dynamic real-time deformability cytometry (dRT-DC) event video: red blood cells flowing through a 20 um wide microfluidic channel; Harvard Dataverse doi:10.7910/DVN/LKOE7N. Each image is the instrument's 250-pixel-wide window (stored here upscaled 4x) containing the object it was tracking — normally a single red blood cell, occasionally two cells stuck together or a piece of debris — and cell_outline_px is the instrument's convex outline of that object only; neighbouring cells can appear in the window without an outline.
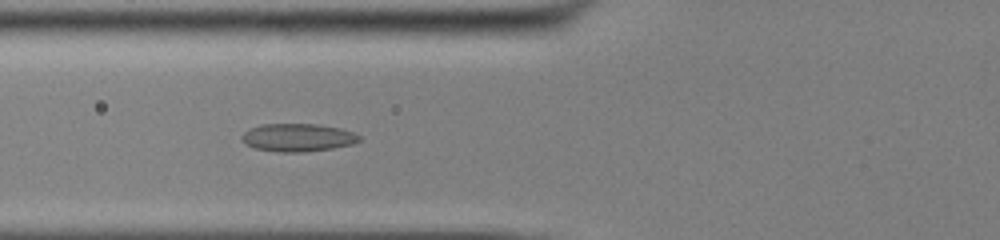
{"species": "common noctule bat (a hibernating species)", "species_latin": "Nyctalus noctula", "temperature_condition": "cold", "stored_images_in_passage": 54, "camera_frame_rate_fps": 3000, "um_per_image_px": 0.085, "animal": {"sex": "male", "body_mass_g": 13.0, "forearm_length_mm": 53.1}, "frame": {"image": 1, "passage_image": 22, "time_ms": 7.0, "image_size_px": [1000, 240], "cell_outline_px": [[360, 140], [352, 144], [332, 148], [304, 152], [280, 152], [256, 148], [240, 140], [240, 136], [244, 132], [260, 124], [320, 124], [340, 128], [352, 132], [360, 136]], "centroid_in_image_um": [25.31, 11.68], "position_along_channel_um": 100.5, "area_um2": 19.02}}
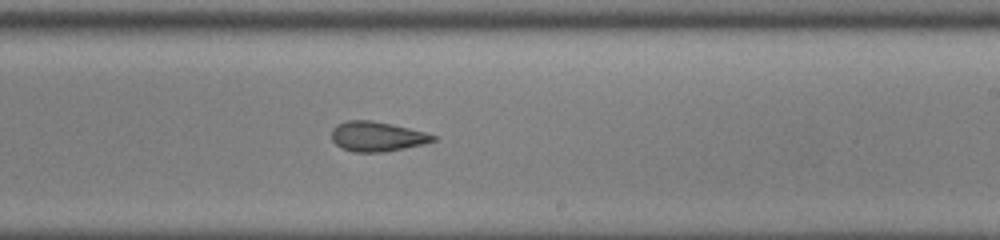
{"frame": {"image": 2, "passage_image": 34, "time_ms": 11.0, "image_size_px": [1000, 240], "cell_outline_px": [[436, 140], [424, 144], [384, 152], [352, 152], [336, 144], [332, 140], [332, 128], [336, 124], [348, 120], [372, 120], [392, 124], [424, 132], [436, 136]], "centroid_in_image_um": [32.03, 11.6], "position_along_channel_um": 257.0, "area_um2": 17.57}}
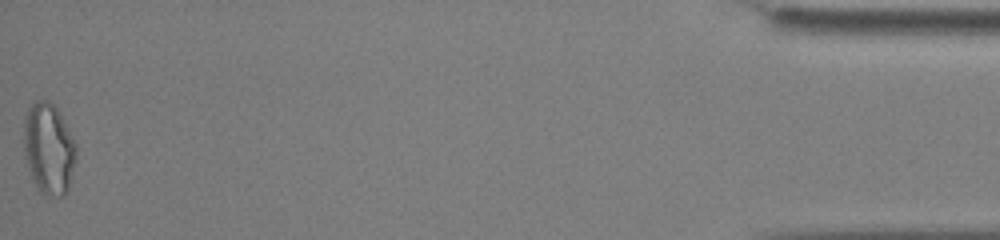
{"frame": {"image": 3, "passage_image": 54, "time_ms": 17.667, "image_size_px": [1000, 240], "cell_outline_px": [[76, 160], [68, 188], [64, 196], [44, 196], [36, 188], [32, 180], [24, 156], [24, 116], [28, 104], [36, 100], [48, 100], [56, 108], [76, 144]], "centroid_in_image_um": [4.11, 12.65], "position_along_channel_um": 431.1, "area_um2": 28.09}, "authors_computed_cell_mechanics": {"area_um2": 19.7387, "velocity_mm_per_s": 3.9101, "shape_relaxation_time_tau1_ms": 10.3265, "shape_relaxation_time_tau2_ms": 2.8052, "deformation_change_tau1": 0.1811, "deformation_change_tau2": 0.1011}}